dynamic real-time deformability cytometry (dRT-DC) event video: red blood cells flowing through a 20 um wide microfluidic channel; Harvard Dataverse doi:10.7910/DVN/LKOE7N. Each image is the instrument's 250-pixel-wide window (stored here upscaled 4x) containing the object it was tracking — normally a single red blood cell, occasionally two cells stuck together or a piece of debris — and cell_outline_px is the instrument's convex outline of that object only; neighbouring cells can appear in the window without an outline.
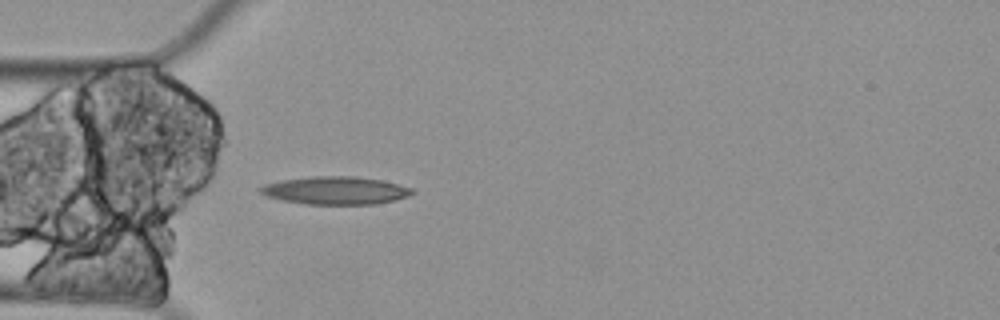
{"species": "Egyptian fruit bat (a non-hibernating species)", "species_latin": "Rousettus aegyptiacus", "temperature_condition": "cold", "stored_images_in_passage": 3, "camera_frame_rate_fps": 3000, "um_per_image_px": 0.085, "animal": {"sex": "female"}, "frame": {"image": 1, "passage_image": 3, "time_ms": 0.667, "image_size_px": [1000, 320], "cell_outline_px": [[416, 192], [408, 196], [396, 200], [376, 204], [304, 204], [280, 200], [264, 196], [260, 192], [260, 188], [264, 184], [280, 180], [312, 176], [356, 176], [380, 180], [412, 188]], "centroid_in_image_um": [28.49, 16.19], "position_along_channel_um": 56.5, "area_um2": 24.8}}